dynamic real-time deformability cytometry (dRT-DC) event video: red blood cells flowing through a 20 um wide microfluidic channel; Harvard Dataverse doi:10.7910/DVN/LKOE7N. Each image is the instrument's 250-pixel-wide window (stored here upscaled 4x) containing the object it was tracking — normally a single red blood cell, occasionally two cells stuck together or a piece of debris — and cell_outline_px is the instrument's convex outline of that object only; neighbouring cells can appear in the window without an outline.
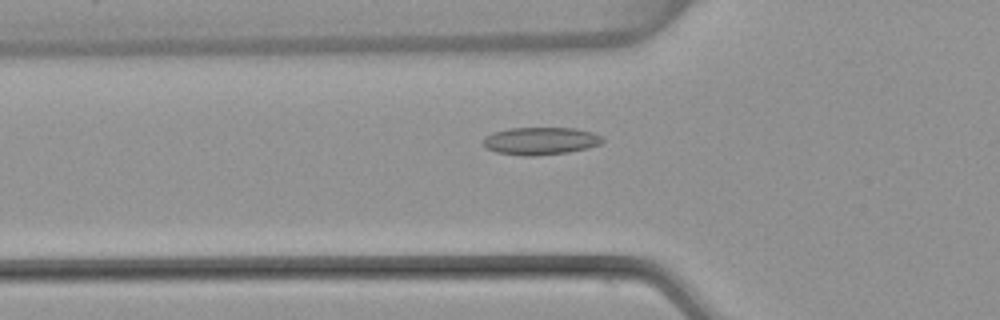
{"species": "common noctule bat (a hibernating species)", "species_latin": "Nyctalus noctula", "temperature_condition": "warm", "stored_images_in_passage": 54, "camera_frame_rate_fps": 3000, "um_per_image_px": 0.085, "animal": {"sex": "female", "body_mass_g": 22.7, "forearm_length_mm": 54.2}, "frame": {"image": 1, "passage_image": 19, "time_ms": 6.0, "image_size_px": [1000, 320], "cell_outline_px": [[604, 140], [600, 144], [588, 148], [568, 152], [536, 156], [524, 156], [496, 152], [488, 148], [484, 144], [484, 136], [492, 132], [508, 128], [576, 128], [592, 132], [604, 136]], "centroid_in_image_um": [45.97, 11.97], "position_along_channel_um": 79.8, "area_um2": 19.31}}
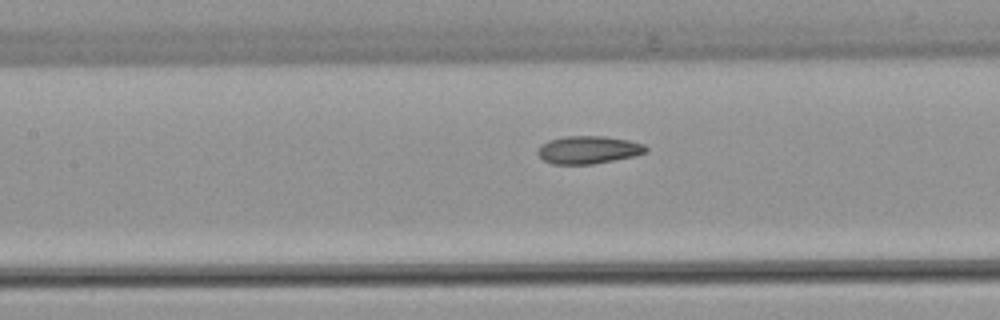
{"frame": {"image": 2, "passage_image": 25, "time_ms": 8.0, "image_size_px": [1000, 320], "cell_outline_px": [[648, 152], [632, 156], [592, 164], [552, 164], [544, 160], [536, 152], [540, 144], [548, 140], [564, 136], [604, 136], [628, 140], [644, 144], [648, 148]], "centroid_in_image_um": [49.98, 12.72], "position_along_channel_um": 157.4, "area_um2": 17.51}}
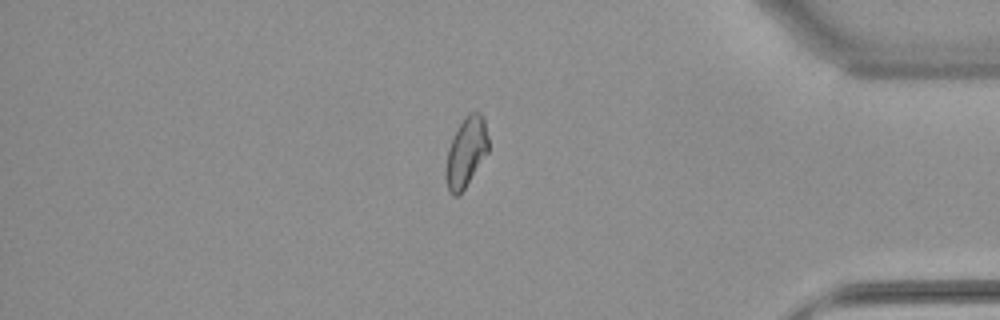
{"frame": {"image": 3, "passage_image": 46, "time_ms": 15.0, "image_size_px": [1000, 320], "cell_outline_px": [[488, 152], [464, 188], [456, 196], [452, 196], [448, 192], [444, 176], [444, 172], [448, 148], [460, 124], [468, 112], [480, 112], [484, 116], [488, 136]], "centroid_in_image_um": [39.6, 12.94], "position_along_channel_um": 395.6, "area_um2": 17.28}, "authors_computed_cell_mechanics": {"area_um2": 18.0625, "velocity_mm_per_s": 3.8389, "shape_relaxation_time_tau1_ms": null, "shape_relaxation_time_tau2_ms": 2.3676, "deformation_change_tau1": null, "deformation_change_tau2": 0.0677}}